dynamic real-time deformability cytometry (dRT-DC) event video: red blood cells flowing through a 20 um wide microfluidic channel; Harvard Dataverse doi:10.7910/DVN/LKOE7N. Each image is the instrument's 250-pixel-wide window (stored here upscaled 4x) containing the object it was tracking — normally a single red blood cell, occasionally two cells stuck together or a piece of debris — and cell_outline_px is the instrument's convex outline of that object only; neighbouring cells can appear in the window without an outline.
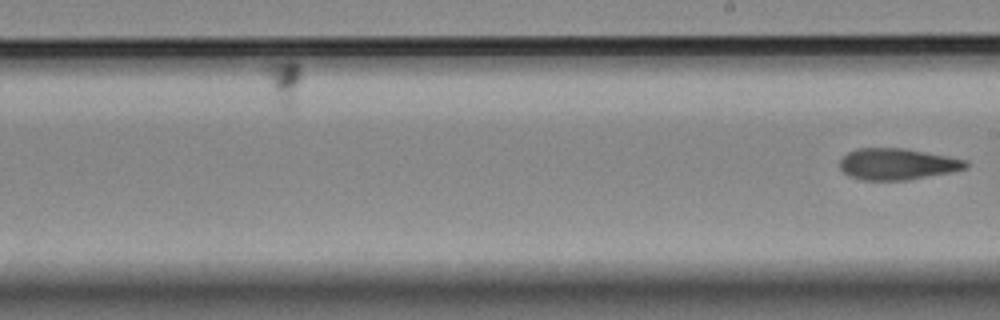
{"species": "Egyptian fruit bat (a non-hibernating species)", "species_latin": "Rousettus aegyptiacus", "temperature_condition": "room temperature", "stored_images_in_passage": 30, "segment_of_instrument_passage": [2, 2], "camera_frame_rate_fps": 3000, "um_per_image_px": 0.085, "animal": {"sex": "female"}, "frame": {"image": 1, "passage_image": 30, "time_ms": 9.667, "image_size_px": [1000, 320], "cell_outline_px": [[968, 168], [952, 172], [908, 180], [860, 180], [848, 176], [840, 168], [840, 160], [848, 152], [856, 148], [904, 148], [948, 156], [968, 160]], "centroid_in_image_um": [76.28, 13.95], "position_along_channel_um": 212.7, "area_um2": 23.24}}